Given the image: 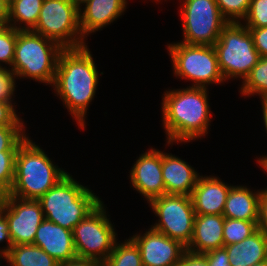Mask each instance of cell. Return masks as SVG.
Here are the masks:
<instances>
[{
	"label": "cell",
	"instance_id": "obj_1",
	"mask_svg": "<svg viewBox=\"0 0 267 266\" xmlns=\"http://www.w3.org/2000/svg\"><path fill=\"white\" fill-rule=\"evenodd\" d=\"M87 45L63 49L59 55L53 89L84 129L89 104L99 83V73Z\"/></svg>",
	"mask_w": 267,
	"mask_h": 266
},
{
	"label": "cell",
	"instance_id": "obj_2",
	"mask_svg": "<svg viewBox=\"0 0 267 266\" xmlns=\"http://www.w3.org/2000/svg\"><path fill=\"white\" fill-rule=\"evenodd\" d=\"M188 87L166 90L162 98V121L168 145L198 140L208 134L211 122L208 89Z\"/></svg>",
	"mask_w": 267,
	"mask_h": 266
},
{
	"label": "cell",
	"instance_id": "obj_3",
	"mask_svg": "<svg viewBox=\"0 0 267 266\" xmlns=\"http://www.w3.org/2000/svg\"><path fill=\"white\" fill-rule=\"evenodd\" d=\"M67 174L27 137L18 147L14 181L8 194L21 199L38 200Z\"/></svg>",
	"mask_w": 267,
	"mask_h": 266
},
{
	"label": "cell",
	"instance_id": "obj_4",
	"mask_svg": "<svg viewBox=\"0 0 267 266\" xmlns=\"http://www.w3.org/2000/svg\"><path fill=\"white\" fill-rule=\"evenodd\" d=\"M38 201L45 219L73 231L102 201L69 173L50 188Z\"/></svg>",
	"mask_w": 267,
	"mask_h": 266
},
{
	"label": "cell",
	"instance_id": "obj_5",
	"mask_svg": "<svg viewBox=\"0 0 267 266\" xmlns=\"http://www.w3.org/2000/svg\"><path fill=\"white\" fill-rule=\"evenodd\" d=\"M63 48L53 40L31 30H17L14 61L10 69L17 79L53 85L58 58Z\"/></svg>",
	"mask_w": 267,
	"mask_h": 266
},
{
	"label": "cell",
	"instance_id": "obj_6",
	"mask_svg": "<svg viewBox=\"0 0 267 266\" xmlns=\"http://www.w3.org/2000/svg\"><path fill=\"white\" fill-rule=\"evenodd\" d=\"M214 47L225 81L232 78L244 81L260 59L249 29L241 22H228Z\"/></svg>",
	"mask_w": 267,
	"mask_h": 266
},
{
	"label": "cell",
	"instance_id": "obj_7",
	"mask_svg": "<svg viewBox=\"0 0 267 266\" xmlns=\"http://www.w3.org/2000/svg\"><path fill=\"white\" fill-rule=\"evenodd\" d=\"M31 31L55 41L63 49L86 45L80 29L78 0H44Z\"/></svg>",
	"mask_w": 267,
	"mask_h": 266
},
{
	"label": "cell",
	"instance_id": "obj_8",
	"mask_svg": "<svg viewBox=\"0 0 267 266\" xmlns=\"http://www.w3.org/2000/svg\"><path fill=\"white\" fill-rule=\"evenodd\" d=\"M176 77L189 79L192 87L207 88L208 85L225 82L214 46L190 45L182 42L167 46Z\"/></svg>",
	"mask_w": 267,
	"mask_h": 266
},
{
	"label": "cell",
	"instance_id": "obj_9",
	"mask_svg": "<svg viewBox=\"0 0 267 266\" xmlns=\"http://www.w3.org/2000/svg\"><path fill=\"white\" fill-rule=\"evenodd\" d=\"M104 208L102 202L74 227L72 232L77 258L103 263L113 251L117 233Z\"/></svg>",
	"mask_w": 267,
	"mask_h": 266
},
{
	"label": "cell",
	"instance_id": "obj_10",
	"mask_svg": "<svg viewBox=\"0 0 267 266\" xmlns=\"http://www.w3.org/2000/svg\"><path fill=\"white\" fill-rule=\"evenodd\" d=\"M161 1V0H156ZM180 14L184 40L190 45L214 46L228 21L215 0H184Z\"/></svg>",
	"mask_w": 267,
	"mask_h": 266
},
{
	"label": "cell",
	"instance_id": "obj_11",
	"mask_svg": "<svg viewBox=\"0 0 267 266\" xmlns=\"http://www.w3.org/2000/svg\"><path fill=\"white\" fill-rule=\"evenodd\" d=\"M149 203L154 214L159 217L151 228L187 247L193 236L196 217L191 197L164 194Z\"/></svg>",
	"mask_w": 267,
	"mask_h": 266
},
{
	"label": "cell",
	"instance_id": "obj_12",
	"mask_svg": "<svg viewBox=\"0 0 267 266\" xmlns=\"http://www.w3.org/2000/svg\"><path fill=\"white\" fill-rule=\"evenodd\" d=\"M0 210L8 221L13 246L33 244L36 231L45 219L40 202L7 194L0 197Z\"/></svg>",
	"mask_w": 267,
	"mask_h": 266
},
{
	"label": "cell",
	"instance_id": "obj_13",
	"mask_svg": "<svg viewBox=\"0 0 267 266\" xmlns=\"http://www.w3.org/2000/svg\"><path fill=\"white\" fill-rule=\"evenodd\" d=\"M130 238L139 248L143 266H177L186 251L181 242L153 228Z\"/></svg>",
	"mask_w": 267,
	"mask_h": 266
},
{
	"label": "cell",
	"instance_id": "obj_14",
	"mask_svg": "<svg viewBox=\"0 0 267 266\" xmlns=\"http://www.w3.org/2000/svg\"><path fill=\"white\" fill-rule=\"evenodd\" d=\"M130 183L148 203L166 194L162 177V151L151 147L142 153L130 170Z\"/></svg>",
	"mask_w": 267,
	"mask_h": 266
},
{
	"label": "cell",
	"instance_id": "obj_15",
	"mask_svg": "<svg viewBox=\"0 0 267 266\" xmlns=\"http://www.w3.org/2000/svg\"><path fill=\"white\" fill-rule=\"evenodd\" d=\"M79 23L84 39L89 34L110 25L121 16L126 7V0H78ZM85 7L82 9V5ZM82 10V11H81ZM84 10V11H83Z\"/></svg>",
	"mask_w": 267,
	"mask_h": 266
},
{
	"label": "cell",
	"instance_id": "obj_16",
	"mask_svg": "<svg viewBox=\"0 0 267 266\" xmlns=\"http://www.w3.org/2000/svg\"><path fill=\"white\" fill-rule=\"evenodd\" d=\"M33 245L40 247L59 263L77 258L73 232L47 219L39 225Z\"/></svg>",
	"mask_w": 267,
	"mask_h": 266
},
{
	"label": "cell",
	"instance_id": "obj_17",
	"mask_svg": "<svg viewBox=\"0 0 267 266\" xmlns=\"http://www.w3.org/2000/svg\"><path fill=\"white\" fill-rule=\"evenodd\" d=\"M217 176H200L190 197L196 215H223L230 188Z\"/></svg>",
	"mask_w": 267,
	"mask_h": 266
},
{
	"label": "cell",
	"instance_id": "obj_18",
	"mask_svg": "<svg viewBox=\"0 0 267 266\" xmlns=\"http://www.w3.org/2000/svg\"><path fill=\"white\" fill-rule=\"evenodd\" d=\"M162 177L166 194L190 196L200 175L188 162L162 152Z\"/></svg>",
	"mask_w": 267,
	"mask_h": 266
},
{
	"label": "cell",
	"instance_id": "obj_19",
	"mask_svg": "<svg viewBox=\"0 0 267 266\" xmlns=\"http://www.w3.org/2000/svg\"><path fill=\"white\" fill-rule=\"evenodd\" d=\"M224 222L225 217L223 215H196L193 236L186 250L193 253L205 254L224 247Z\"/></svg>",
	"mask_w": 267,
	"mask_h": 266
},
{
	"label": "cell",
	"instance_id": "obj_20",
	"mask_svg": "<svg viewBox=\"0 0 267 266\" xmlns=\"http://www.w3.org/2000/svg\"><path fill=\"white\" fill-rule=\"evenodd\" d=\"M262 189L254 191L246 186H232L228 192L223 216L225 218L259 221Z\"/></svg>",
	"mask_w": 267,
	"mask_h": 266
},
{
	"label": "cell",
	"instance_id": "obj_21",
	"mask_svg": "<svg viewBox=\"0 0 267 266\" xmlns=\"http://www.w3.org/2000/svg\"><path fill=\"white\" fill-rule=\"evenodd\" d=\"M224 248L231 266H252L267 260V235L258 229L241 242Z\"/></svg>",
	"mask_w": 267,
	"mask_h": 266
},
{
	"label": "cell",
	"instance_id": "obj_22",
	"mask_svg": "<svg viewBox=\"0 0 267 266\" xmlns=\"http://www.w3.org/2000/svg\"><path fill=\"white\" fill-rule=\"evenodd\" d=\"M43 1L9 0L8 25L19 31L32 30L38 22Z\"/></svg>",
	"mask_w": 267,
	"mask_h": 266
},
{
	"label": "cell",
	"instance_id": "obj_23",
	"mask_svg": "<svg viewBox=\"0 0 267 266\" xmlns=\"http://www.w3.org/2000/svg\"><path fill=\"white\" fill-rule=\"evenodd\" d=\"M3 258L10 266H59V262L33 244L14 245Z\"/></svg>",
	"mask_w": 267,
	"mask_h": 266
},
{
	"label": "cell",
	"instance_id": "obj_24",
	"mask_svg": "<svg viewBox=\"0 0 267 266\" xmlns=\"http://www.w3.org/2000/svg\"><path fill=\"white\" fill-rule=\"evenodd\" d=\"M102 266H143L138 246L131 238L116 242Z\"/></svg>",
	"mask_w": 267,
	"mask_h": 266
},
{
	"label": "cell",
	"instance_id": "obj_25",
	"mask_svg": "<svg viewBox=\"0 0 267 266\" xmlns=\"http://www.w3.org/2000/svg\"><path fill=\"white\" fill-rule=\"evenodd\" d=\"M240 93L246 96L258 94L260 98L267 97V56L260 57L250 74L242 81Z\"/></svg>",
	"mask_w": 267,
	"mask_h": 266
},
{
	"label": "cell",
	"instance_id": "obj_26",
	"mask_svg": "<svg viewBox=\"0 0 267 266\" xmlns=\"http://www.w3.org/2000/svg\"><path fill=\"white\" fill-rule=\"evenodd\" d=\"M259 221L225 218L223 227L224 246L241 242L258 230Z\"/></svg>",
	"mask_w": 267,
	"mask_h": 266
},
{
	"label": "cell",
	"instance_id": "obj_27",
	"mask_svg": "<svg viewBox=\"0 0 267 266\" xmlns=\"http://www.w3.org/2000/svg\"><path fill=\"white\" fill-rule=\"evenodd\" d=\"M17 151L0 152V197L7 195L12 187Z\"/></svg>",
	"mask_w": 267,
	"mask_h": 266
},
{
	"label": "cell",
	"instance_id": "obj_28",
	"mask_svg": "<svg viewBox=\"0 0 267 266\" xmlns=\"http://www.w3.org/2000/svg\"><path fill=\"white\" fill-rule=\"evenodd\" d=\"M221 15L228 22H240L246 17L251 0H215Z\"/></svg>",
	"mask_w": 267,
	"mask_h": 266
},
{
	"label": "cell",
	"instance_id": "obj_29",
	"mask_svg": "<svg viewBox=\"0 0 267 266\" xmlns=\"http://www.w3.org/2000/svg\"><path fill=\"white\" fill-rule=\"evenodd\" d=\"M16 41V29L9 25L0 28V67L3 63L9 65V67L12 66Z\"/></svg>",
	"mask_w": 267,
	"mask_h": 266
},
{
	"label": "cell",
	"instance_id": "obj_30",
	"mask_svg": "<svg viewBox=\"0 0 267 266\" xmlns=\"http://www.w3.org/2000/svg\"><path fill=\"white\" fill-rule=\"evenodd\" d=\"M25 126H0V152L18 151L19 145L28 137Z\"/></svg>",
	"mask_w": 267,
	"mask_h": 266
},
{
	"label": "cell",
	"instance_id": "obj_31",
	"mask_svg": "<svg viewBox=\"0 0 267 266\" xmlns=\"http://www.w3.org/2000/svg\"><path fill=\"white\" fill-rule=\"evenodd\" d=\"M243 20L247 28L267 27V0H251Z\"/></svg>",
	"mask_w": 267,
	"mask_h": 266
},
{
	"label": "cell",
	"instance_id": "obj_32",
	"mask_svg": "<svg viewBox=\"0 0 267 266\" xmlns=\"http://www.w3.org/2000/svg\"><path fill=\"white\" fill-rule=\"evenodd\" d=\"M16 76L7 67H0V100L12 102L15 92Z\"/></svg>",
	"mask_w": 267,
	"mask_h": 266
},
{
	"label": "cell",
	"instance_id": "obj_33",
	"mask_svg": "<svg viewBox=\"0 0 267 266\" xmlns=\"http://www.w3.org/2000/svg\"><path fill=\"white\" fill-rule=\"evenodd\" d=\"M15 106V103L0 100V126H25Z\"/></svg>",
	"mask_w": 267,
	"mask_h": 266
},
{
	"label": "cell",
	"instance_id": "obj_34",
	"mask_svg": "<svg viewBox=\"0 0 267 266\" xmlns=\"http://www.w3.org/2000/svg\"><path fill=\"white\" fill-rule=\"evenodd\" d=\"M260 57L267 56V27L248 28Z\"/></svg>",
	"mask_w": 267,
	"mask_h": 266
},
{
	"label": "cell",
	"instance_id": "obj_35",
	"mask_svg": "<svg viewBox=\"0 0 267 266\" xmlns=\"http://www.w3.org/2000/svg\"><path fill=\"white\" fill-rule=\"evenodd\" d=\"M181 266H210L205 254L193 253L188 250L182 255Z\"/></svg>",
	"mask_w": 267,
	"mask_h": 266
},
{
	"label": "cell",
	"instance_id": "obj_36",
	"mask_svg": "<svg viewBox=\"0 0 267 266\" xmlns=\"http://www.w3.org/2000/svg\"><path fill=\"white\" fill-rule=\"evenodd\" d=\"M210 266H231L224 247L205 253Z\"/></svg>",
	"mask_w": 267,
	"mask_h": 266
},
{
	"label": "cell",
	"instance_id": "obj_37",
	"mask_svg": "<svg viewBox=\"0 0 267 266\" xmlns=\"http://www.w3.org/2000/svg\"><path fill=\"white\" fill-rule=\"evenodd\" d=\"M4 241L7 242V247H3L4 249L2 248V250L0 249V260L8 253V251L13 246L9 236L8 221L4 213L0 210V243Z\"/></svg>",
	"mask_w": 267,
	"mask_h": 266
},
{
	"label": "cell",
	"instance_id": "obj_38",
	"mask_svg": "<svg viewBox=\"0 0 267 266\" xmlns=\"http://www.w3.org/2000/svg\"><path fill=\"white\" fill-rule=\"evenodd\" d=\"M258 229L267 235V189L261 192Z\"/></svg>",
	"mask_w": 267,
	"mask_h": 266
},
{
	"label": "cell",
	"instance_id": "obj_39",
	"mask_svg": "<svg viewBox=\"0 0 267 266\" xmlns=\"http://www.w3.org/2000/svg\"><path fill=\"white\" fill-rule=\"evenodd\" d=\"M59 266H102V262L93 259L76 258L71 261L59 263Z\"/></svg>",
	"mask_w": 267,
	"mask_h": 266
},
{
	"label": "cell",
	"instance_id": "obj_40",
	"mask_svg": "<svg viewBox=\"0 0 267 266\" xmlns=\"http://www.w3.org/2000/svg\"><path fill=\"white\" fill-rule=\"evenodd\" d=\"M9 0H0V28L8 26Z\"/></svg>",
	"mask_w": 267,
	"mask_h": 266
},
{
	"label": "cell",
	"instance_id": "obj_41",
	"mask_svg": "<svg viewBox=\"0 0 267 266\" xmlns=\"http://www.w3.org/2000/svg\"><path fill=\"white\" fill-rule=\"evenodd\" d=\"M261 103H262V113H263V121H264V126L267 132V97L260 98Z\"/></svg>",
	"mask_w": 267,
	"mask_h": 266
},
{
	"label": "cell",
	"instance_id": "obj_42",
	"mask_svg": "<svg viewBox=\"0 0 267 266\" xmlns=\"http://www.w3.org/2000/svg\"><path fill=\"white\" fill-rule=\"evenodd\" d=\"M257 163H259L262 170L266 171L267 173V155L263 156L262 158H258ZM265 189H267V187Z\"/></svg>",
	"mask_w": 267,
	"mask_h": 266
},
{
	"label": "cell",
	"instance_id": "obj_43",
	"mask_svg": "<svg viewBox=\"0 0 267 266\" xmlns=\"http://www.w3.org/2000/svg\"><path fill=\"white\" fill-rule=\"evenodd\" d=\"M252 266H267V260H264L262 262L256 263V264H254Z\"/></svg>",
	"mask_w": 267,
	"mask_h": 266
}]
</instances>
